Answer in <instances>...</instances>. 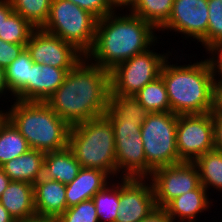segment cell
<instances>
[{
  "instance_id": "1",
  "label": "cell",
  "mask_w": 222,
  "mask_h": 222,
  "mask_svg": "<svg viewBox=\"0 0 222 222\" xmlns=\"http://www.w3.org/2000/svg\"><path fill=\"white\" fill-rule=\"evenodd\" d=\"M110 71L85 56L69 70L59 88L46 100L70 127L103 117L108 110Z\"/></svg>"
},
{
  "instance_id": "2",
  "label": "cell",
  "mask_w": 222,
  "mask_h": 222,
  "mask_svg": "<svg viewBox=\"0 0 222 222\" xmlns=\"http://www.w3.org/2000/svg\"><path fill=\"white\" fill-rule=\"evenodd\" d=\"M126 13L117 12L116 15L112 12L98 19L94 43L85 55L89 61L108 71L147 51L158 41L157 30L151 24L127 10Z\"/></svg>"
},
{
  "instance_id": "3",
  "label": "cell",
  "mask_w": 222,
  "mask_h": 222,
  "mask_svg": "<svg viewBox=\"0 0 222 222\" xmlns=\"http://www.w3.org/2000/svg\"><path fill=\"white\" fill-rule=\"evenodd\" d=\"M168 59L160 76L168 93L171 112L182 115L214 111L217 108V88L208 58L194 63L190 61L188 65L171 64Z\"/></svg>"
},
{
  "instance_id": "4",
  "label": "cell",
  "mask_w": 222,
  "mask_h": 222,
  "mask_svg": "<svg viewBox=\"0 0 222 222\" xmlns=\"http://www.w3.org/2000/svg\"><path fill=\"white\" fill-rule=\"evenodd\" d=\"M5 113L31 149L47 153L68 147L71 127L46 102L15 100Z\"/></svg>"
},
{
  "instance_id": "5",
  "label": "cell",
  "mask_w": 222,
  "mask_h": 222,
  "mask_svg": "<svg viewBox=\"0 0 222 222\" xmlns=\"http://www.w3.org/2000/svg\"><path fill=\"white\" fill-rule=\"evenodd\" d=\"M68 147L81 167L98 169L117 179L114 129L105 116L72 126Z\"/></svg>"
},
{
  "instance_id": "6",
  "label": "cell",
  "mask_w": 222,
  "mask_h": 222,
  "mask_svg": "<svg viewBox=\"0 0 222 222\" xmlns=\"http://www.w3.org/2000/svg\"><path fill=\"white\" fill-rule=\"evenodd\" d=\"M98 18L69 0H52L42 29L73 44L84 55L92 48Z\"/></svg>"
},
{
  "instance_id": "7",
  "label": "cell",
  "mask_w": 222,
  "mask_h": 222,
  "mask_svg": "<svg viewBox=\"0 0 222 222\" xmlns=\"http://www.w3.org/2000/svg\"><path fill=\"white\" fill-rule=\"evenodd\" d=\"M177 122L173 112H152L141 125L146 163L153 171L182 162L176 147Z\"/></svg>"
},
{
  "instance_id": "8",
  "label": "cell",
  "mask_w": 222,
  "mask_h": 222,
  "mask_svg": "<svg viewBox=\"0 0 222 222\" xmlns=\"http://www.w3.org/2000/svg\"><path fill=\"white\" fill-rule=\"evenodd\" d=\"M153 51L148 49L116 65L110 71V92L134 96L146 84L159 77L165 60L172 56V52L160 54Z\"/></svg>"
},
{
  "instance_id": "9",
  "label": "cell",
  "mask_w": 222,
  "mask_h": 222,
  "mask_svg": "<svg viewBox=\"0 0 222 222\" xmlns=\"http://www.w3.org/2000/svg\"><path fill=\"white\" fill-rule=\"evenodd\" d=\"M114 129L117 176L148 178L153 170L146 163L141 137L143 122L108 119Z\"/></svg>"
},
{
  "instance_id": "10",
  "label": "cell",
  "mask_w": 222,
  "mask_h": 222,
  "mask_svg": "<svg viewBox=\"0 0 222 222\" xmlns=\"http://www.w3.org/2000/svg\"><path fill=\"white\" fill-rule=\"evenodd\" d=\"M176 147L182 162H194L214 148L213 111L178 115Z\"/></svg>"
},
{
  "instance_id": "11",
  "label": "cell",
  "mask_w": 222,
  "mask_h": 222,
  "mask_svg": "<svg viewBox=\"0 0 222 222\" xmlns=\"http://www.w3.org/2000/svg\"><path fill=\"white\" fill-rule=\"evenodd\" d=\"M148 179L153 187L155 204L159 207H165L175 197L200 185L198 169L193 162L160 167L155 169Z\"/></svg>"
},
{
  "instance_id": "12",
  "label": "cell",
  "mask_w": 222,
  "mask_h": 222,
  "mask_svg": "<svg viewBox=\"0 0 222 222\" xmlns=\"http://www.w3.org/2000/svg\"><path fill=\"white\" fill-rule=\"evenodd\" d=\"M26 49L34 63L62 69H73L85 56L73 44L42 28L34 30Z\"/></svg>"
},
{
  "instance_id": "13",
  "label": "cell",
  "mask_w": 222,
  "mask_h": 222,
  "mask_svg": "<svg viewBox=\"0 0 222 222\" xmlns=\"http://www.w3.org/2000/svg\"><path fill=\"white\" fill-rule=\"evenodd\" d=\"M208 0H174L168 21L158 30L182 33L202 43L206 50ZM188 37V38H187Z\"/></svg>"
},
{
  "instance_id": "14",
  "label": "cell",
  "mask_w": 222,
  "mask_h": 222,
  "mask_svg": "<svg viewBox=\"0 0 222 222\" xmlns=\"http://www.w3.org/2000/svg\"><path fill=\"white\" fill-rule=\"evenodd\" d=\"M118 179H121L120 205L115 222H139L156 207L151 181L148 178Z\"/></svg>"
},
{
  "instance_id": "15",
  "label": "cell",
  "mask_w": 222,
  "mask_h": 222,
  "mask_svg": "<svg viewBox=\"0 0 222 222\" xmlns=\"http://www.w3.org/2000/svg\"><path fill=\"white\" fill-rule=\"evenodd\" d=\"M69 70L33 63L28 85L15 98L12 97L13 100L46 102L63 83Z\"/></svg>"
},
{
  "instance_id": "16",
  "label": "cell",
  "mask_w": 222,
  "mask_h": 222,
  "mask_svg": "<svg viewBox=\"0 0 222 222\" xmlns=\"http://www.w3.org/2000/svg\"><path fill=\"white\" fill-rule=\"evenodd\" d=\"M33 187L36 215L59 218L67 209L65 184L42 176Z\"/></svg>"
},
{
  "instance_id": "17",
  "label": "cell",
  "mask_w": 222,
  "mask_h": 222,
  "mask_svg": "<svg viewBox=\"0 0 222 222\" xmlns=\"http://www.w3.org/2000/svg\"><path fill=\"white\" fill-rule=\"evenodd\" d=\"M200 184L196 189L175 197L166 206V210L173 222H197L196 217L208 211L212 205L209 194ZM211 204V205H210Z\"/></svg>"
},
{
  "instance_id": "18",
  "label": "cell",
  "mask_w": 222,
  "mask_h": 222,
  "mask_svg": "<svg viewBox=\"0 0 222 222\" xmlns=\"http://www.w3.org/2000/svg\"><path fill=\"white\" fill-rule=\"evenodd\" d=\"M111 178L101 170L82 167L77 177L66 185L67 208L92 199Z\"/></svg>"
},
{
  "instance_id": "19",
  "label": "cell",
  "mask_w": 222,
  "mask_h": 222,
  "mask_svg": "<svg viewBox=\"0 0 222 222\" xmlns=\"http://www.w3.org/2000/svg\"><path fill=\"white\" fill-rule=\"evenodd\" d=\"M0 203L16 222L36 215L33 184L11 181L2 193Z\"/></svg>"
},
{
  "instance_id": "20",
  "label": "cell",
  "mask_w": 222,
  "mask_h": 222,
  "mask_svg": "<svg viewBox=\"0 0 222 222\" xmlns=\"http://www.w3.org/2000/svg\"><path fill=\"white\" fill-rule=\"evenodd\" d=\"M45 153L35 149L6 162L1 167L11 181L35 184L42 176Z\"/></svg>"
},
{
  "instance_id": "21",
  "label": "cell",
  "mask_w": 222,
  "mask_h": 222,
  "mask_svg": "<svg viewBox=\"0 0 222 222\" xmlns=\"http://www.w3.org/2000/svg\"><path fill=\"white\" fill-rule=\"evenodd\" d=\"M81 168L74 153L67 147L45 153L43 177L67 185L77 177Z\"/></svg>"
},
{
  "instance_id": "22",
  "label": "cell",
  "mask_w": 222,
  "mask_h": 222,
  "mask_svg": "<svg viewBox=\"0 0 222 222\" xmlns=\"http://www.w3.org/2000/svg\"><path fill=\"white\" fill-rule=\"evenodd\" d=\"M30 149L26 139L13 123L5 117L0 122V167Z\"/></svg>"
},
{
  "instance_id": "23",
  "label": "cell",
  "mask_w": 222,
  "mask_h": 222,
  "mask_svg": "<svg viewBox=\"0 0 222 222\" xmlns=\"http://www.w3.org/2000/svg\"><path fill=\"white\" fill-rule=\"evenodd\" d=\"M149 112L134 96H121L109 92L107 119H125L130 122H144Z\"/></svg>"
},
{
  "instance_id": "24",
  "label": "cell",
  "mask_w": 222,
  "mask_h": 222,
  "mask_svg": "<svg viewBox=\"0 0 222 222\" xmlns=\"http://www.w3.org/2000/svg\"><path fill=\"white\" fill-rule=\"evenodd\" d=\"M199 173L200 184L208 191H222V151L213 149L201 155L193 162Z\"/></svg>"
},
{
  "instance_id": "25",
  "label": "cell",
  "mask_w": 222,
  "mask_h": 222,
  "mask_svg": "<svg viewBox=\"0 0 222 222\" xmlns=\"http://www.w3.org/2000/svg\"><path fill=\"white\" fill-rule=\"evenodd\" d=\"M134 97L149 112H171L168 93L161 76L146 84Z\"/></svg>"
},
{
  "instance_id": "26",
  "label": "cell",
  "mask_w": 222,
  "mask_h": 222,
  "mask_svg": "<svg viewBox=\"0 0 222 222\" xmlns=\"http://www.w3.org/2000/svg\"><path fill=\"white\" fill-rule=\"evenodd\" d=\"M174 0H139L130 11L151 24L157 31L168 21Z\"/></svg>"
},
{
  "instance_id": "27",
  "label": "cell",
  "mask_w": 222,
  "mask_h": 222,
  "mask_svg": "<svg viewBox=\"0 0 222 222\" xmlns=\"http://www.w3.org/2000/svg\"><path fill=\"white\" fill-rule=\"evenodd\" d=\"M111 179L103 189L97 192L92 200L96 206L99 222H115L120 201V181ZM113 182V183H111Z\"/></svg>"
},
{
  "instance_id": "28",
  "label": "cell",
  "mask_w": 222,
  "mask_h": 222,
  "mask_svg": "<svg viewBox=\"0 0 222 222\" xmlns=\"http://www.w3.org/2000/svg\"><path fill=\"white\" fill-rule=\"evenodd\" d=\"M33 60L25 48L5 69L6 82L10 92L16 97L27 85Z\"/></svg>"
},
{
  "instance_id": "29",
  "label": "cell",
  "mask_w": 222,
  "mask_h": 222,
  "mask_svg": "<svg viewBox=\"0 0 222 222\" xmlns=\"http://www.w3.org/2000/svg\"><path fill=\"white\" fill-rule=\"evenodd\" d=\"M14 12L21 15L35 28H42L47 22L52 0H9Z\"/></svg>"
},
{
  "instance_id": "30",
  "label": "cell",
  "mask_w": 222,
  "mask_h": 222,
  "mask_svg": "<svg viewBox=\"0 0 222 222\" xmlns=\"http://www.w3.org/2000/svg\"><path fill=\"white\" fill-rule=\"evenodd\" d=\"M35 29L21 15L13 12L1 27L0 39L13 44H27Z\"/></svg>"
},
{
  "instance_id": "31",
  "label": "cell",
  "mask_w": 222,
  "mask_h": 222,
  "mask_svg": "<svg viewBox=\"0 0 222 222\" xmlns=\"http://www.w3.org/2000/svg\"><path fill=\"white\" fill-rule=\"evenodd\" d=\"M208 11L206 51L222 42V0H208Z\"/></svg>"
},
{
  "instance_id": "32",
  "label": "cell",
  "mask_w": 222,
  "mask_h": 222,
  "mask_svg": "<svg viewBox=\"0 0 222 222\" xmlns=\"http://www.w3.org/2000/svg\"><path fill=\"white\" fill-rule=\"evenodd\" d=\"M59 222H99L96 206L92 199L67 208L58 218Z\"/></svg>"
},
{
  "instance_id": "33",
  "label": "cell",
  "mask_w": 222,
  "mask_h": 222,
  "mask_svg": "<svg viewBox=\"0 0 222 222\" xmlns=\"http://www.w3.org/2000/svg\"><path fill=\"white\" fill-rule=\"evenodd\" d=\"M82 9L89 11L98 19L114 12L108 3V0H69Z\"/></svg>"
},
{
  "instance_id": "34",
  "label": "cell",
  "mask_w": 222,
  "mask_h": 222,
  "mask_svg": "<svg viewBox=\"0 0 222 222\" xmlns=\"http://www.w3.org/2000/svg\"><path fill=\"white\" fill-rule=\"evenodd\" d=\"M207 52V54L211 53V58L209 57L208 61L212 69L215 86L218 89L222 85V42L213 45Z\"/></svg>"
},
{
  "instance_id": "35",
  "label": "cell",
  "mask_w": 222,
  "mask_h": 222,
  "mask_svg": "<svg viewBox=\"0 0 222 222\" xmlns=\"http://www.w3.org/2000/svg\"><path fill=\"white\" fill-rule=\"evenodd\" d=\"M26 48V44H13L0 39V66L5 70Z\"/></svg>"
},
{
  "instance_id": "36",
  "label": "cell",
  "mask_w": 222,
  "mask_h": 222,
  "mask_svg": "<svg viewBox=\"0 0 222 222\" xmlns=\"http://www.w3.org/2000/svg\"><path fill=\"white\" fill-rule=\"evenodd\" d=\"M213 136L214 148L222 151V110L219 108L213 111Z\"/></svg>"
},
{
  "instance_id": "37",
  "label": "cell",
  "mask_w": 222,
  "mask_h": 222,
  "mask_svg": "<svg viewBox=\"0 0 222 222\" xmlns=\"http://www.w3.org/2000/svg\"><path fill=\"white\" fill-rule=\"evenodd\" d=\"M139 222H173L165 207L156 206Z\"/></svg>"
},
{
  "instance_id": "38",
  "label": "cell",
  "mask_w": 222,
  "mask_h": 222,
  "mask_svg": "<svg viewBox=\"0 0 222 222\" xmlns=\"http://www.w3.org/2000/svg\"><path fill=\"white\" fill-rule=\"evenodd\" d=\"M139 0H108L110 8L115 12L118 8L120 11L124 8L129 12L136 6ZM123 7V8H122ZM129 8V9H128Z\"/></svg>"
},
{
  "instance_id": "39",
  "label": "cell",
  "mask_w": 222,
  "mask_h": 222,
  "mask_svg": "<svg viewBox=\"0 0 222 222\" xmlns=\"http://www.w3.org/2000/svg\"><path fill=\"white\" fill-rule=\"evenodd\" d=\"M14 12L9 0H0V30L4 21Z\"/></svg>"
},
{
  "instance_id": "40",
  "label": "cell",
  "mask_w": 222,
  "mask_h": 222,
  "mask_svg": "<svg viewBox=\"0 0 222 222\" xmlns=\"http://www.w3.org/2000/svg\"><path fill=\"white\" fill-rule=\"evenodd\" d=\"M6 92H9L10 95L14 96L8 88V85L6 82L5 70L0 66V97L6 94Z\"/></svg>"
},
{
  "instance_id": "41",
  "label": "cell",
  "mask_w": 222,
  "mask_h": 222,
  "mask_svg": "<svg viewBox=\"0 0 222 222\" xmlns=\"http://www.w3.org/2000/svg\"><path fill=\"white\" fill-rule=\"evenodd\" d=\"M20 222H59L58 218L34 215Z\"/></svg>"
},
{
  "instance_id": "42",
  "label": "cell",
  "mask_w": 222,
  "mask_h": 222,
  "mask_svg": "<svg viewBox=\"0 0 222 222\" xmlns=\"http://www.w3.org/2000/svg\"><path fill=\"white\" fill-rule=\"evenodd\" d=\"M10 182V178L3 171L2 167H0V197L2 196V193L5 191Z\"/></svg>"
},
{
  "instance_id": "43",
  "label": "cell",
  "mask_w": 222,
  "mask_h": 222,
  "mask_svg": "<svg viewBox=\"0 0 222 222\" xmlns=\"http://www.w3.org/2000/svg\"><path fill=\"white\" fill-rule=\"evenodd\" d=\"M0 222H16L1 203H0Z\"/></svg>"
},
{
  "instance_id": "44",
  "label": "cell",
  "mask_w": 222,
  "mask_h": 222,
  "mask_svg": "<svg viewBox=\"0 0 222 222\" xmlns=\"http://www.w3.org/2000/svg\"><path fill=\"white\" fill-rule=\"evenodd\" d=\"M217 108L222 110V85L217 89Z\"/></svg>"
},
{
  "instance_id": "45",
  "label": "cell",
  "mask_w": 222,
  "mask_h": 222,
  "mask_svg": "<svg viewBox=\"0 0 222 222\" xmlns=\"http://www.w3.org/2000/svg\"><path fill=\"white\" fill-rule=\"evenodd\" d=\"M6 117V113H4L2 111V109L0 110V122Z\"/></svg>"
}]
</instances>
